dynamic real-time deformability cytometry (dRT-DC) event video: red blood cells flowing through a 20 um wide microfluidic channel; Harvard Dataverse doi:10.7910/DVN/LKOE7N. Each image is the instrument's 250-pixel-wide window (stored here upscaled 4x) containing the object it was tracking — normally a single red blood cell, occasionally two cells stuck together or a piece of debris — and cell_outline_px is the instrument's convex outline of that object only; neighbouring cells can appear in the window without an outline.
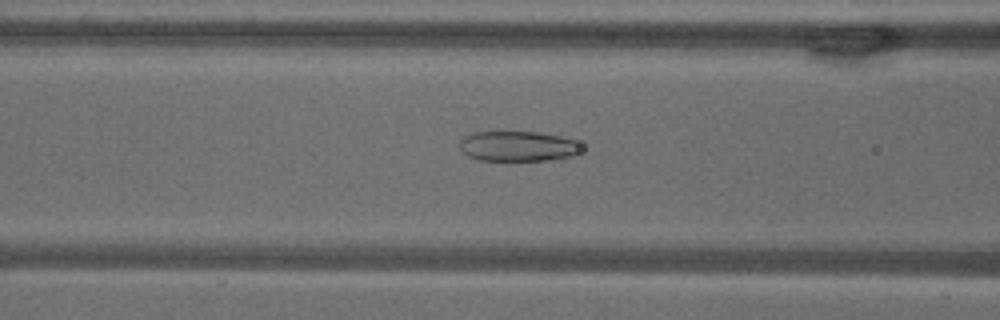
{"species": "common noctule bat (a hibernating species)", "species_latin": "Nyctalus noctula", "temperature_condition": "warm", "stored_images_in_passage": 53, "camera_frame_rate_fps": 3000, "um_per_image_px": 0.085, "animal": {"sex": "male", "body_mass_g": 18.8}, "frame": {"image": 1, "passage_image": 21, "time_ms": 6.667, "image_size_px": [1000, 320], "cell_outline_px": [[580, 144], [576, 152], [572, 156], [544, 160], [480, 160], [468, 156], [460, 148], [460, 140], [464, 136], [472, 132], [540, 132], [560, 136], [572, 140]], "centroid_in_image_um": [43.95, 12.42], "position_along_channel_um": 122.7, "area_um2": 21.04}}
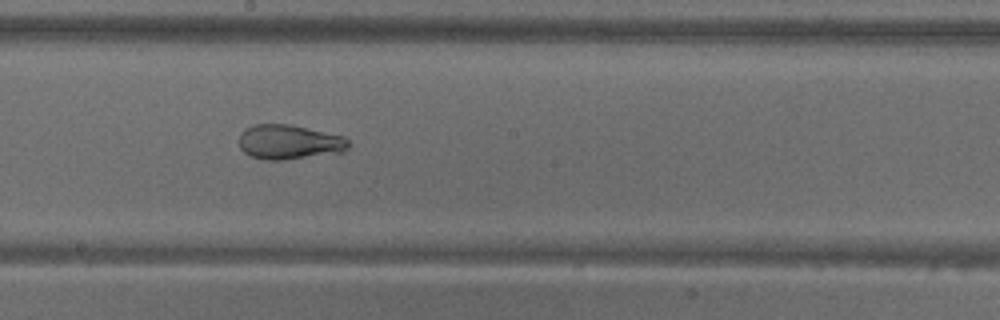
{"frame": {"image": 2, "passage_image": 29, "time_ms": 9.333, "image_size_px": [1000, 320], "cell_outline_px": [[348, 148], [344, 152], [284, 160], [268, 160], [252, 156], [244, 152], [240, 148], [240, 132], [244, 128], [256, 124], [288, 124], [344, 136], [348, 140]], "centroid_in_image_um": [24.57, 12.07], "position_along_channel_um": 223.6, "area_um2": 22.02}}
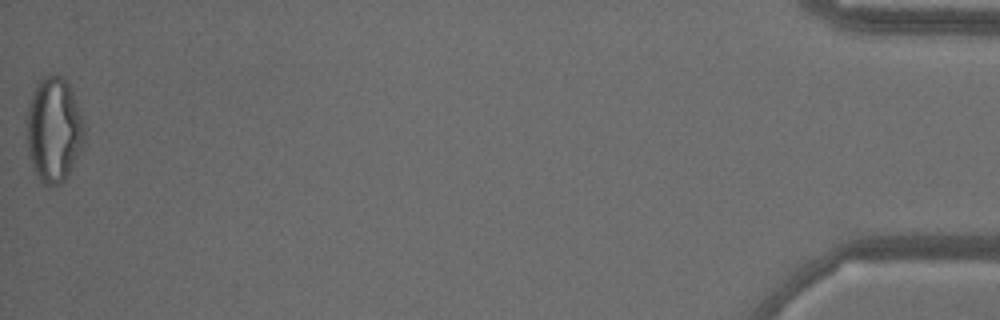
{"frame": {"image": 3, "passage_image": 53, "time_ms": 17.333, "image_size_px": [1000, 320], "cell_outline_px": [[84, 140], [64, 180], [60, 184], [52, 188], [48, 188], [36, 176], [32, 168], [28, 156], [28, 104], [32, 92], [36, 84], [44, 76], [56, 72], [68, 84], [72, 92], [84, 124]], "centroid_in_image_um": [4.54, 11.04], "position_along_channel_um": 430.7, "area_um2": 34.91}, "authors_computed_cell_mechanics": {"area_um2": 29.5358, "velocity_mm_per_s": 3.7949, "shape_relaxation_time_tau1_ms": null, "shape_relaxation_time_tau2_ms": 1.2528, "deformation_change_tau1": null, "deformation_change_tau2": 0.0831}}